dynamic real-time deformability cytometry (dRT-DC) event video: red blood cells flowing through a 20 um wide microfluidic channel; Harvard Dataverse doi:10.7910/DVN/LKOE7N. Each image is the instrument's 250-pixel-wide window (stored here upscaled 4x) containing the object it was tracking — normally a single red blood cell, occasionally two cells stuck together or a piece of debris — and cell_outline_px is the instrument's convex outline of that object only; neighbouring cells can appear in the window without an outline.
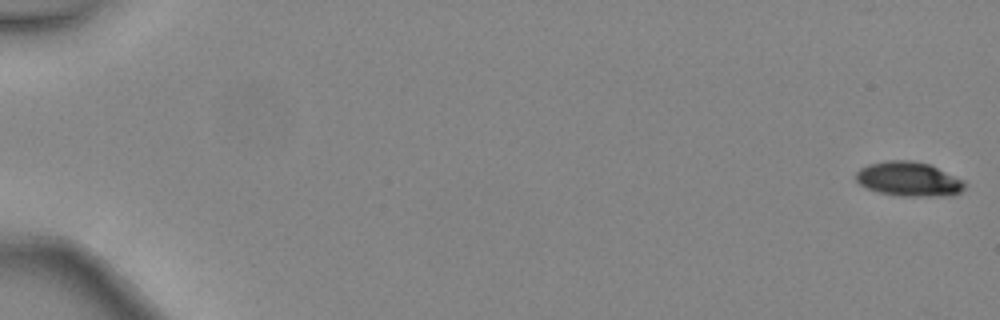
{"species": "common noctule bat (a hibernating species)", "species_latin": "Nyctalus noctula", "temperature_condition": "warm", "stored_images_in_passage": 48, "camera_frame_rate_fps": 3000, "um_per_image_px": 0.085, "animal": {"sex": "female", "body_mass_g": 24.6, "forearm_length_mm": 56.2}, "frame": {"image": 1, "passage_image": 1, "time_ms": 0.0, "image_size_px": [1000, 320], "cell_outline_px": [[964, 188], [960, 192], [948, 196], [900, 196], [880, 192], [868, 188], [860, 184], [856, 180], [856, 172], [860, 168], [868, 164], [888, 160], [912, 160], [932, 164], [964, 180]], "centroid_in_image_um": [77.27, 15.21], "position_along_channel_um": 7.7, "area_um2": 21.96}}
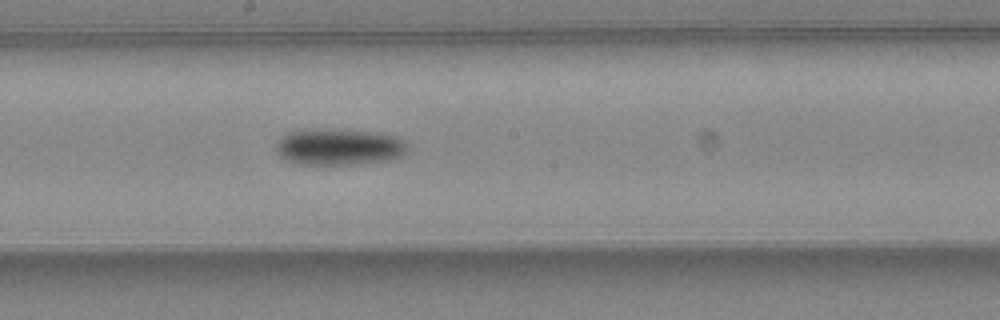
{"frame": {"image": 2, "passage_image": 28, "time_ms": 9.0, "image_size_px": [1000, 320], "cell_outline_px": [[408, 148], [400, 156], [388, 160], [352, 164], [300, 164], [288, 160], [280, 156], [276, 152], [276, 140], [280, 136], [288, 132], [316, 128], [336, 128], [380, 132], [396, 136], [404, 140], [408, 144]], "centroid_in_image_um": [28.8, 12.45], "position_along_channel_um": 219.4, "area_um2": 28.44}}
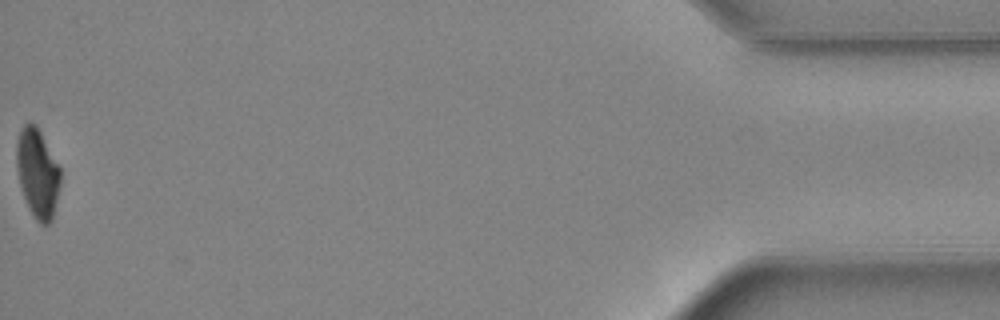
{"frame": {"image": 3, "passage_image": 48, "time_ms": 15.667, "image_size_px": [1000, 320], "cell_outline_px": [[60, 184], [52, 220], [48, 224], [40, 224], [36, 220], [28, 208], [20, 184], [16, 168], [16, 144], [20, 128], [28, 120], [36, 124], [60, 168]], "centroid_in_image_um": [3.17, 14.69], "position_along_channel_um": 432.0, "area_um2": 22.77}, "authors_computed_cell_mechanics": {"area_um2": 24.9118, "velocity_mm_per_s": 4.5096, "shape_relaxation_time_tau1_ms": 3.0305, "shape_relaxation_time_tau2_ms": null, "deformation_change_tau1": 0.1451, "deformation_change_tau2": null}}